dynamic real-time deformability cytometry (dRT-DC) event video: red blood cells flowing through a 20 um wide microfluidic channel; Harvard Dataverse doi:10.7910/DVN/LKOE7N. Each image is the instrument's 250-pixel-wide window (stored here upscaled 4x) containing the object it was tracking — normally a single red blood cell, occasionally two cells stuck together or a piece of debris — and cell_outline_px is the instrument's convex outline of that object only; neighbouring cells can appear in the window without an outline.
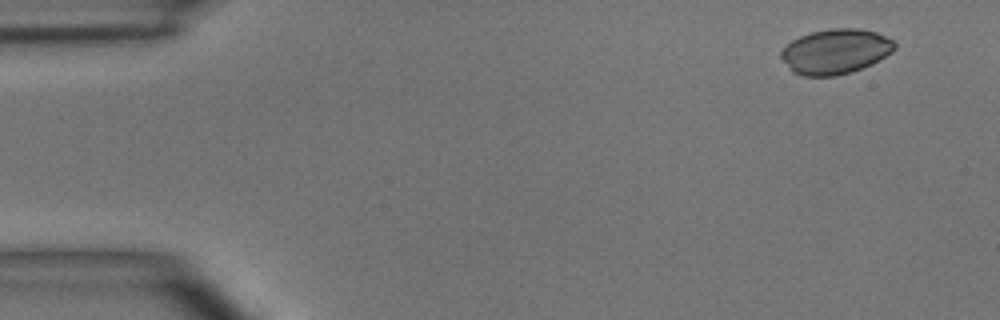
{"species": "common noctule bat (a hibernating species)", "species_latin": "Nyctalus noctula", "temperature_condition": "room temperature", "stored_images_in_passage": 5, "camera_frame_rate_fps": 3000, "um_per_image_px": 0.085, "animal": {"sex": "male", "body_mass_g": 15.6}, "frame": {"image": 1, "passage_image": 1, "time_ms": 0.0, "image_size_px": [1000, 320], "cell_outline_px": [[896, 48], [892, 52], [872, 64], [852, 72], [836, 76], [800, 76], [792, 72], [780, 56], [780, 52], [792, 40], [800, 36], [812, 32], [832, 28], [856, 28], [876, 32], [892, 40], [896, 44]], "centroid_in_image_um": [71.01, 4.39], "position_along_channel_um": 14.0, "area_um2": 29.77}}
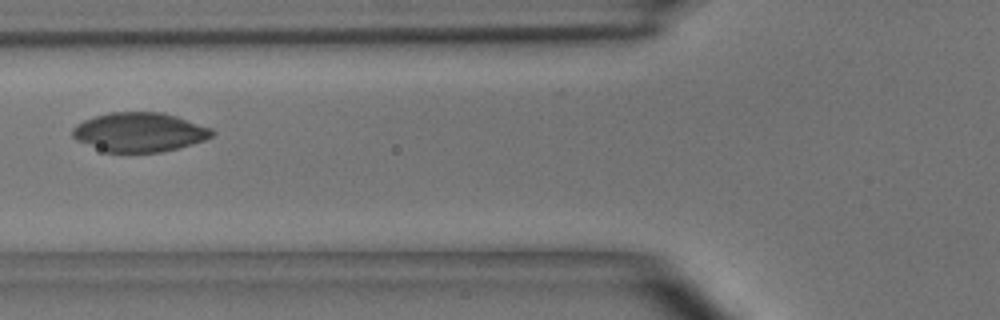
{"frame": {"image": 2, "passage_image": 5, "time_ms": 5.333, "image_size_px": [1000, 320], "cell_outline_px": [[216, 132], [212, 136], [204, 140], [176, 148], [160, 152], [108, 152], [76, 140], [72, 136], [72, 128], [76, 124], [84, 120], [108, 112], [164, 112], [212, 128]], "centroid_in_image_um": [11.85, 11.22], "position_along_channel_um": 113.9, "area_um2": 31.67}}